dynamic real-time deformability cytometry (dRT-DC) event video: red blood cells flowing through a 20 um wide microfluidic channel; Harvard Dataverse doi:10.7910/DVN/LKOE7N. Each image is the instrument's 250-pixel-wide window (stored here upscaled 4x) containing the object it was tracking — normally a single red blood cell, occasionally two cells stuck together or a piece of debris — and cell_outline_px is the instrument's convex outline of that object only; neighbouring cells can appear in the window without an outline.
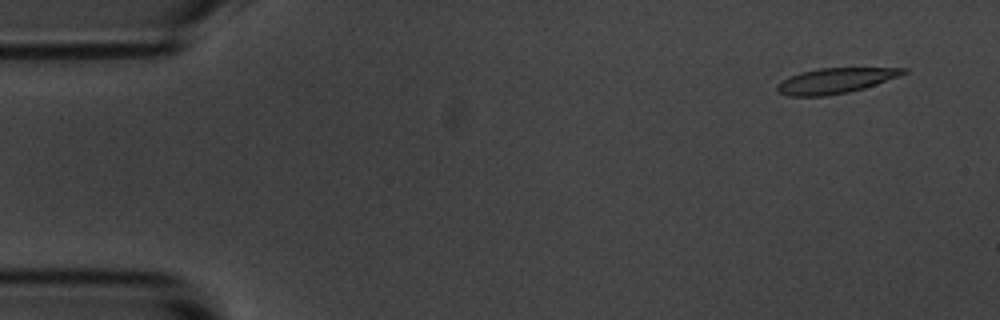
{"species": "common noctule bat (a hibernating species)", "species_latin": "Nyctalus noctula", "temperature_condition": "room temperature", "stored_images_in_passage": 6, "camera_frame_rate_fps": 3000, "um_per_image_px": 0.085, "animal": {"sex": "male", "body_mass_g": 20.1, "forearm_length_mm": 53.5}, "frame": {"image": 1, "passage_image": 2, "time_ms": 1.0, "image_size_px": [1000, 320], "cell_outline_px": [[908, 72], [900, 76], [864, 88], [848, 92], [824, 96], [788, 96], [776, 92], [776, 84], [788, 76], [800, 72], [820, 68], [908, 68]], "centroid_in_image_um": [70.96, 6.86], "position_along_channel_um": 14.0, "area_um2": 18.73}}
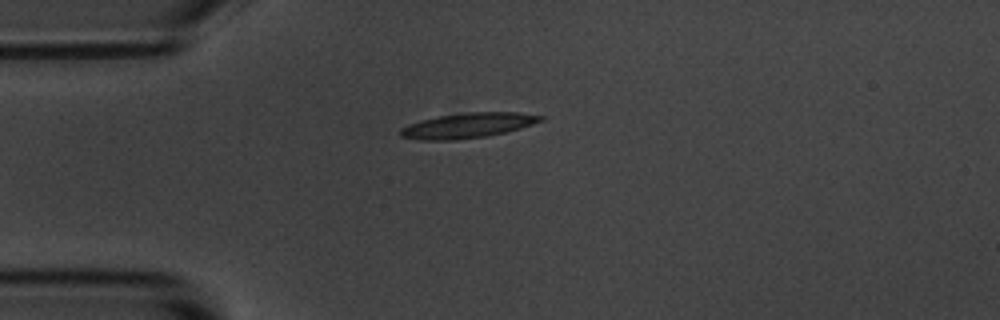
{"frame": {"image": 2, "passage_image": 5, "time_ms": 4.333, "image_size_px": [1000, 320], "cell_outline_px": [[544, 120], [508, 132], [488, 136], [456, 140], [424, 140], [400, 136], [400, 128], [408, 124], [420, 120], [440, 116], [464, 112], [516, 112], [544, 116]], "centroid_in_image_um": [39.77, 10.66], "position_along_channel_um": 45.2, "area_um2": 20.52}}
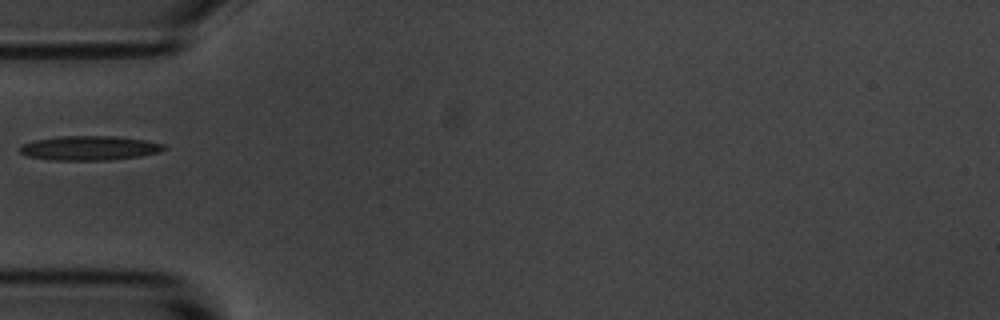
{"frame": {"image": 3, "passage_image": 6, "time_ms": 5.667, "image_size_px": [1000, 320], "cell_outline_px": [[168, 148], [160, 152], [140, 156], [112, 160], [52, 160], [28, 156], [20, 152], [16, 148], [20, 144], [32, 140], [60, 136], [116, 136], [144, 140], [164, 144]], "centroid_in_image_um": [7.57, 12.58], "position_along_channel_um": 77.4, "area_um2": 20.75}}